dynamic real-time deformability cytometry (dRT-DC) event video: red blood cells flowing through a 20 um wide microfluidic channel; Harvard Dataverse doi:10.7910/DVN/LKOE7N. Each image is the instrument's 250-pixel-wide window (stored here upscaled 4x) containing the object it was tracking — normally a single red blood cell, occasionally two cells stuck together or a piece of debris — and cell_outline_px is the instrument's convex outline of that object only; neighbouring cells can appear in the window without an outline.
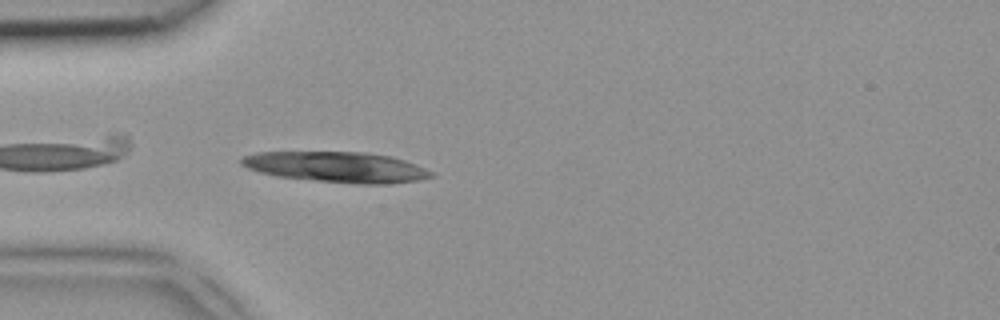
{"species": "common noctule bat (a hibernating species)", "species_latin": "Nyctalus noctula", "temperature_condition": "room temperature", "stored_images_in_passage": 1, "camera_frame_rate_fps": 3000, "um_per_image_px": 0.085, "animal": {"sex": "female", "body_mass_g": 18.4}, "frame": {"image": 1, "passage_image": 1, "time_ms": 0.0, "image_size_px": [1000, 320], "cell_outline_px": [[432, 176], [420, 180], [392, 184], [356, 184], [276, 176], [260, 172], [248, 168], [240, 164], [240, 160], [244, 156], [256, 152], [364, 152], [392, 156], [416, 164], [432, 172]], "centroid_in_image_um": [28.63, 14.2], "position_along_channel_um": 56.4, "area_um2": 33.76}}